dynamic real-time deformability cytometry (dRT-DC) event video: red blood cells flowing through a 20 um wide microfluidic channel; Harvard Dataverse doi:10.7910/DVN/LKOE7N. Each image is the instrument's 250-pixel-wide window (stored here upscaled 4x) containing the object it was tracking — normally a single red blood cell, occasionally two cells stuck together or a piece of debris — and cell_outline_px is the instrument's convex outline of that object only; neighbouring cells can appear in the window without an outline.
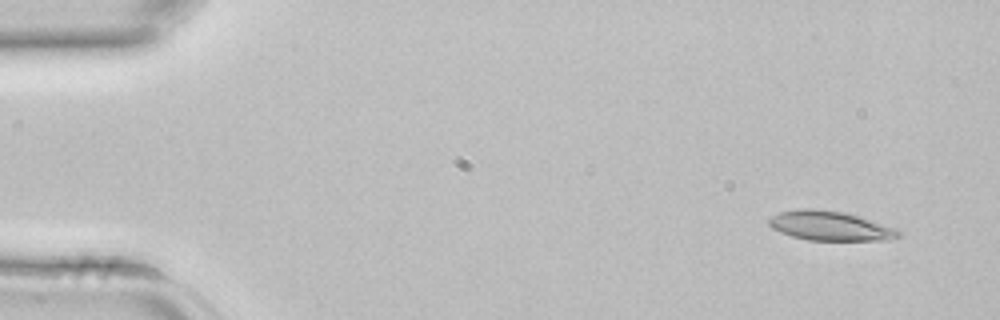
{"species": "common noctule bat (a hibernating species)", "species_latin": "Nyctalus noctula", "temperature_condition": "room temperature", "stored_images_in_passage": 2, "camera_frame_rate_fps": 3000, "um_per_image_px": 0.085, "animal": {"sex": "female", "body_mass_g": 22.7, "forearm_length_mm": 54.2}, "frame": {"image": 1, "passage_image": 1, "time_ms": 0.0, "image_size_px": [1000, 320], "cell_outline_px": [[904, 236], [892, 240], [808, 240], [792, 236], [780, 232], [772, 228], [768, 224], [768, 220], [772, 216], [780, 212], [804, 208], [812, 208], [840, 212], [856, 216], [900, 228]], "centroid_in_image_um": [70.64, 19.21], "position_along_channel_um": 14.4, "area_um2": 22.31}}